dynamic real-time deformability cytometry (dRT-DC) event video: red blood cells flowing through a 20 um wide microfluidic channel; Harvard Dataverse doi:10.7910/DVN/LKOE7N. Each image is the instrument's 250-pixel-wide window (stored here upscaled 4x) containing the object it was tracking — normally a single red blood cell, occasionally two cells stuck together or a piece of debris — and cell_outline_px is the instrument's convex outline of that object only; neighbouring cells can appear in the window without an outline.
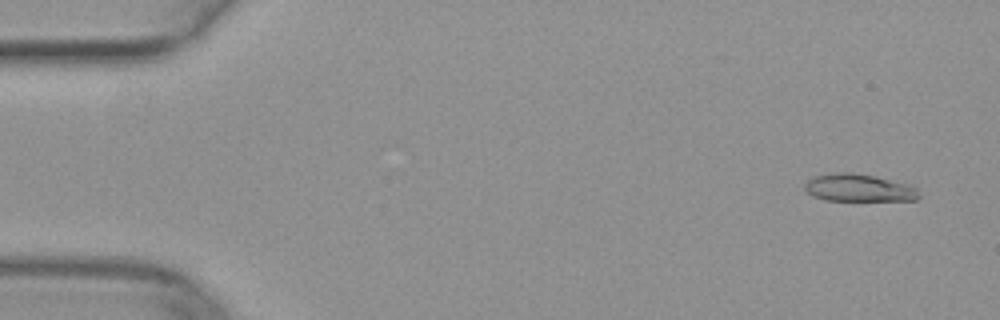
{"species": "common noctule bat (a hibernating species)", "species_latin": "Nyctalus noctula", "temperature_condition": "warm", "stored_images_in_passage": 14, "camera_frame_rate_fps": 3000, "um_per_image_px": 0.085, "animal": {"sex": "female", "body_mass_g": 29.2, "forearm_length_mm": 56.3}, "frame": {"image": 1, "passage_image": 1, "time_ms": 0.0, "image_size_px": [1000, 320], "cell_outline_px": [[920, 196], [916, 200], [824, 200], [812, 196], [804, 188], [804, 184], [808, 180], [816, 176], [836, 172], [852, 172], [876, 176], [908, 184], [916, 188]], "centroid_in_image_um": [72.99, 15.96], "position_along_channel_um": 12.0, "area_um2": 18.26}}
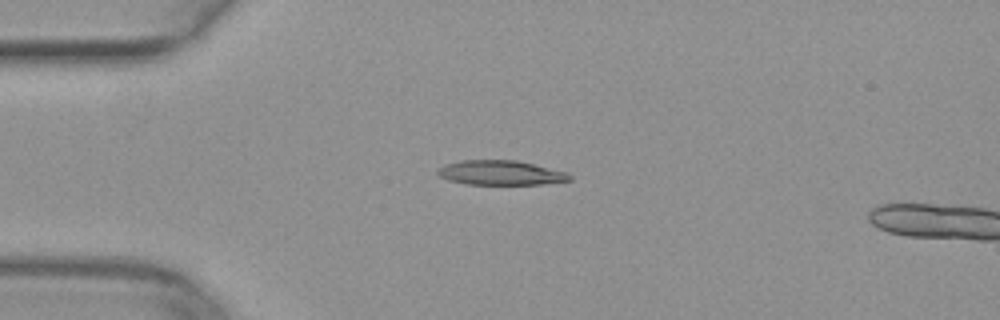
{"frame": {"image": 2, "passage_image": 11, "time_ms": 3.333, "image_size_px": [1000, 320], "cell_outline_px": [[572, 180], [540, 184], [464, 184], [448, 180], [440, 176], [436, 172], [436, 168], [444, 164], [460, 160], [516, 160], [568, 172], [572, 176]], "centroid_in_image_um": [42.52, 14.68], "position_along_channel_um": 42.5, "area_um2": 19.02}}